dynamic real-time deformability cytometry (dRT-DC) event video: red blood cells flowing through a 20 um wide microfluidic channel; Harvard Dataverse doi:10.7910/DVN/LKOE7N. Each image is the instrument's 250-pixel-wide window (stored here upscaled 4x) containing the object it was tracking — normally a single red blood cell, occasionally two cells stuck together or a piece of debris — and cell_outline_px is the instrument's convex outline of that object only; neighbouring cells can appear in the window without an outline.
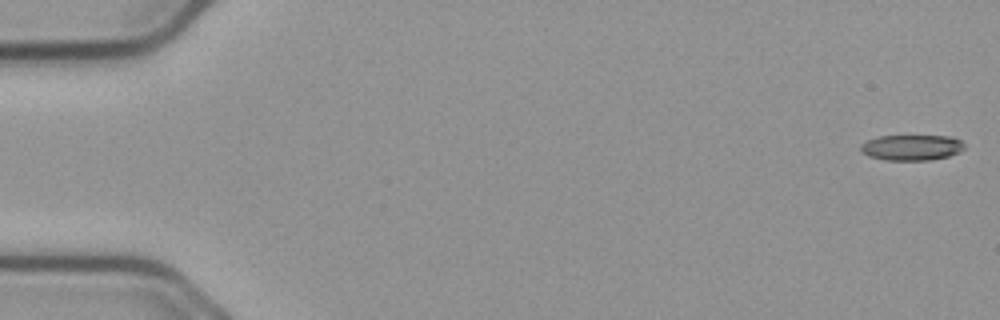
{"species": "common noctule bat (a hibernating species)", "species_latin": "Nyctalus noctula", "temperature_condition": "cold", "stored_images_in_passage": 55, "camera_frame_rate_fps": 3000, "um_per_image_px": 0.085, "animal": {"sex": "male", "body_mass_g": 23.1, "forearm_length_mm": 52.7}, "frame": {"image": 1, "passage_image": 1, "time_ms": 0.0, "image_size_px": [1000, 320], "cell_outline_px": [[964, 148], [960, 152], [948, 156], [932, 160], [884, 160], [868, 156], [860, 152], [860, 144], [868, 140], [880, 136], [952, 136], [960, 140], [964, 144]], "centroid_in_image_um": [77.48, 12.54], "position_along_channel_um": 7.5, "area_um2": 15.61}}
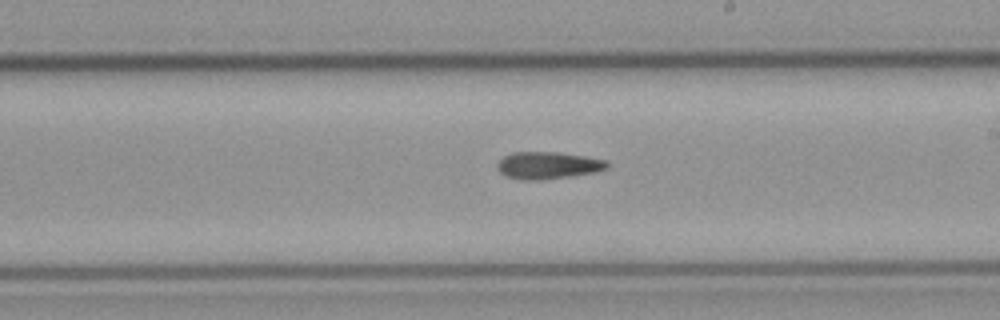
{"frame": {"image": 2, "passage_image": 32, "time_ms": 10.333, "image_size_px": [1000, 320], "cell_outline_px": [[608, 168], [592, 172], [572, 176], [544, 180], [520, 180], [508, 176], [500, 172], [496, 168], [496, 164], [504, 156], [512, 152], [560, 152], [608, 160]], "centroid_in_image_um": [46.56, 14.05], "position_along_channel_um": 242.4, "area_um2": 17.46}}
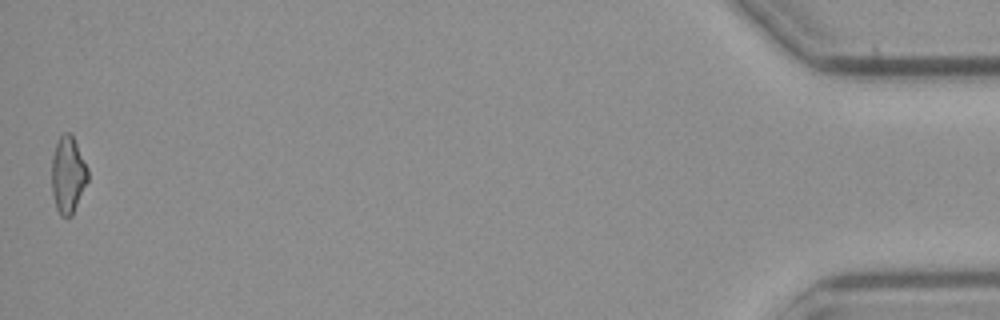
{"frame": {"image": 3, "passage_image": 55, "time_ms": 18.0, "image_size_px": [1000, 320], "cell_outline_px": [[88, 180], [72, 216], [60, 216], [56, 208], [52, 192], [52, 156], [56, 144], [60, 136], [64, 132], [72, 132], [88, 168]], "centroid_in_image_um": [5.78, 14.83], "position_along_channel_um": 429.4, "area_um2": 16.3}}